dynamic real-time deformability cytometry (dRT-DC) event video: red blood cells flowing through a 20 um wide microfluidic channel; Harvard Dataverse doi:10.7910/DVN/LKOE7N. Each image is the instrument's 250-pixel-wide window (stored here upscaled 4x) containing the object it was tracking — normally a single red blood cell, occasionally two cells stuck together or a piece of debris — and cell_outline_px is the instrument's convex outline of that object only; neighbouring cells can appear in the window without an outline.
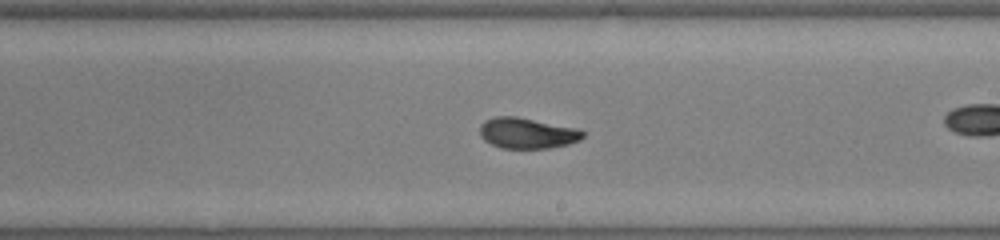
{"species": "common noctule bat (a hibernating species)", "species_latin": "Nyctalus noctula", "temperature_condition": "warm", "stored_images_in_passage": 35, "camera_frame_rate_fps": 3000, "um_per_image_px": 0.085, "animal": {"sex": "male", "body_mass_g": 19.0, "forearm_length_mm": 50.8}, "frame": {"image": 1, "passage_image": 20, "time_ms": 6.333, "image_size_px": [1000, 240], "cell_outline_px": [[584, 136], [580, 140], [568, 144], [548, 148], [500, 148], [484, 140], [480, 136], [480, 124], [484, 120], [496, 116], [516, 116], [580, 128], [584, 132]], "centroid_in_image_um": [44.82, 11.3], "position_along_channel_um": 244.2, "area_um2": 18.67}}
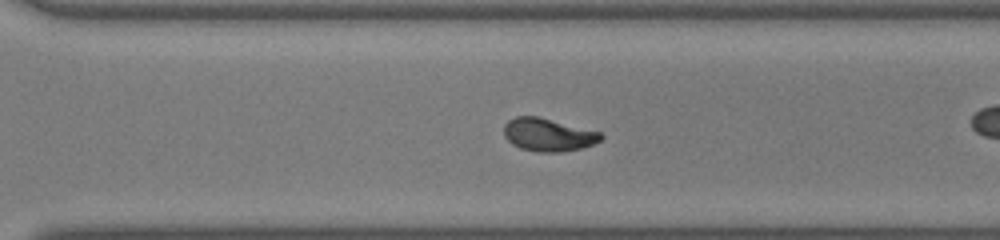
{"frame": {"image": 2, "passage_image": 25, "time_ms": 8.0, "image_size_px": [1000, 240], "cell_outline_px": [[604, 136], [600, 140], [592, 144], [580, 148], [560, 152], [540, 152], [520, 148], [512, 144], [504, 136], [504, 124], [508, 120], [516, 116], [536, 116], [600, 132]], "centroid_in_image_um": [46.55, 11.45], "position_along_channel_um": 324.0, "area_um2": 18.38}}